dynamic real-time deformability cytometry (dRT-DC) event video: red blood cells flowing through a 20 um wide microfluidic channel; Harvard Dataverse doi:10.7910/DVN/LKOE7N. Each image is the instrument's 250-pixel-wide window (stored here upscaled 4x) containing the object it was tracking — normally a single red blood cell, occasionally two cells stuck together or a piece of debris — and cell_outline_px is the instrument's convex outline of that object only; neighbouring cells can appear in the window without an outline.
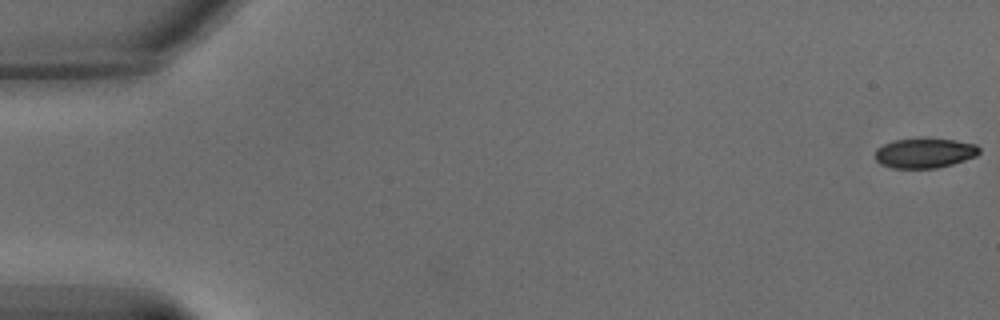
{"species": "common noctule bat (a hibernating species)", "species_latin": "Nyctalus noctula", "temperature_condition": "warm", "stored_images_in_passage": 64, "camera_frame_rate_fps": 3000, "um_per_image_px": 0.085, "animal": {"sex": "male", "body_mass_g": 15.6}, "frame": {"image": 1, "passage_image": 1, "time_ms": 0.0, "image_size_px": [1000, 320], "cell_outline_px": [[980, 152], [976, 156], [952, 164], [936, 168], [892, 168], [880, 164], [876, 160], [876, 148], [892, 140], [920, 136], [924, 136], [956, 140], [976, 144], [980, 148]], "centroid_in_image_um": [78.59, 12.96], "position_along_channel_um": 6.4, "area_um2": 18.73}}
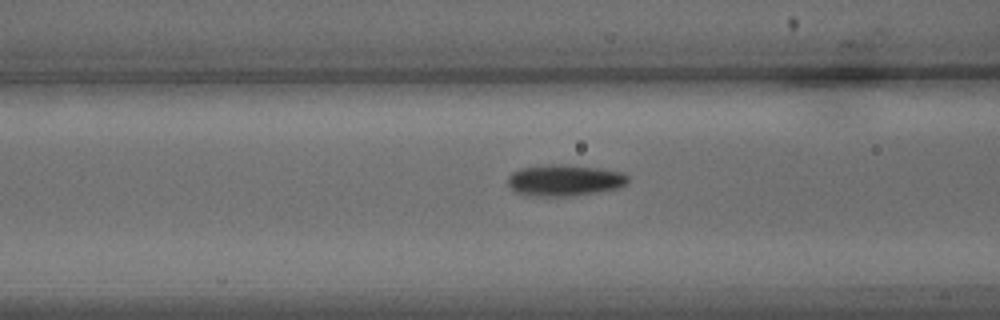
{"frame": {"image": 2, "passage_image": 26, "time_ms": 8.333, "image_size_px": [1000, 320], "cell_outline_px": [[628, 180], [624, 184], [616, 188], [596, 192], [568, 196], [524, 196], [508, 188], [508, 176], [512, 172], [520, 168], [548, 164], [564, 164], [596, 168], [624, 172], [628, 176]], "centroid_in_image_um": [47.91, 15.32], "position_along_channel_um": 118.7, "area_um2": 22.02}}
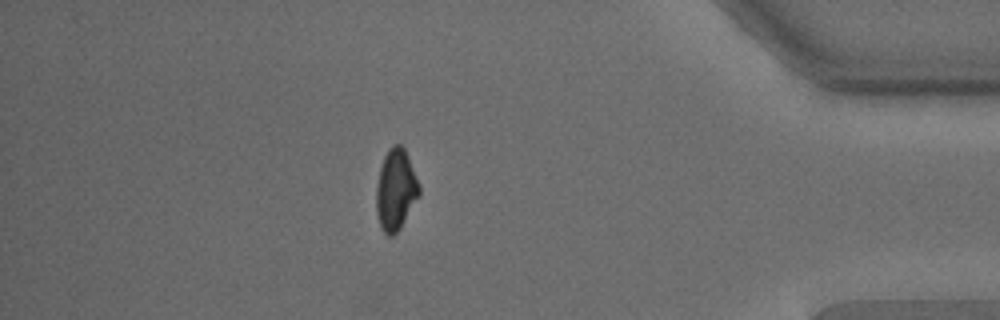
{"frame": {"image": 3, "passage_image": 56, "time_ms": 18.333, "image_size_px": [1000, 320], "cell_outline_px": [[420, 196], [400, 228], [392, 236], [388, 236], [380, 228], [376, 212], [376, 188], [380, 168], [384, 156], [388, 148], [392, 144], [400, 144], [404, 148], [420, 188]], "centroid_in_image_um": [33.62, 16.15], "position_along_channel_um": 401.6, "area_um2": 20.23}, "authors_computed_cell_mechanics": {"area_um2": 20.2878, "velocity_mm_per_s": 3.2129, "shape_relaxation_time_tau1_ms": 5.1567, "shape_relaxation_time_tau2_ms": 3.031, "deformation_change_tau1": 0.1491, "deformation_change_tau2": 0.0761}}